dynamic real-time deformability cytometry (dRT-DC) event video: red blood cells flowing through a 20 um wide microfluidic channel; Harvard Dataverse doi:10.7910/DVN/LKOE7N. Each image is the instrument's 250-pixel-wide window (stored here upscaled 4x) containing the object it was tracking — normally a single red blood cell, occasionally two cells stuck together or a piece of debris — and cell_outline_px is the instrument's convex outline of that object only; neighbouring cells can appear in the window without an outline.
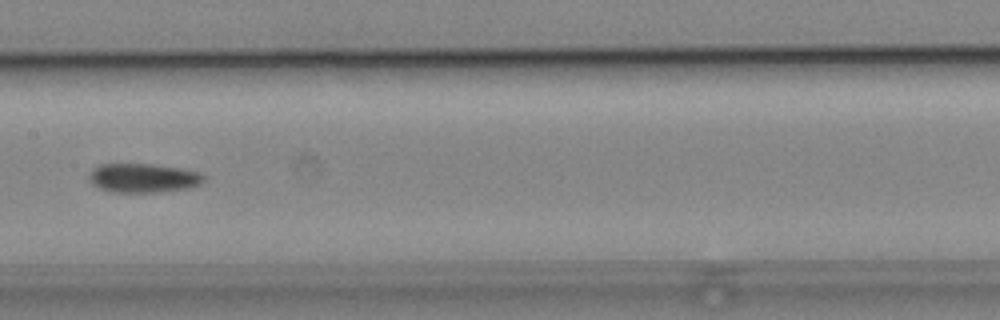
{"species": "common noctule bat (a hibernating species)", "species_latin": "Nyctalus noctula", "temperature_condition": "cold", "stored_images_in_passage": 9, "camera_frame_rate_fps": 3000, "um_per_image_px": 0.085, "animal": {"sex": "male", "body_mass_g": 19.2, "forearm_length_mm": 51.8}, "frame": {"image": 1, "passage_image": 6, "time_ms": 6.0, "image_size_px": [1000, 320], "cell_outline_px": [[204, 180], [200, 184], [188, 188], [156, 192], [112, 192], [100, 188], [92, 184], [88, 180], [88, 172], [92, 168], [100, 164], [152, 164], [180, 168], [200, 172], [204, 176]], "centroid_in_image_um": [12.13, 15.12], "position_along_channel_um": 195.3, "area_um2": 19.54}}
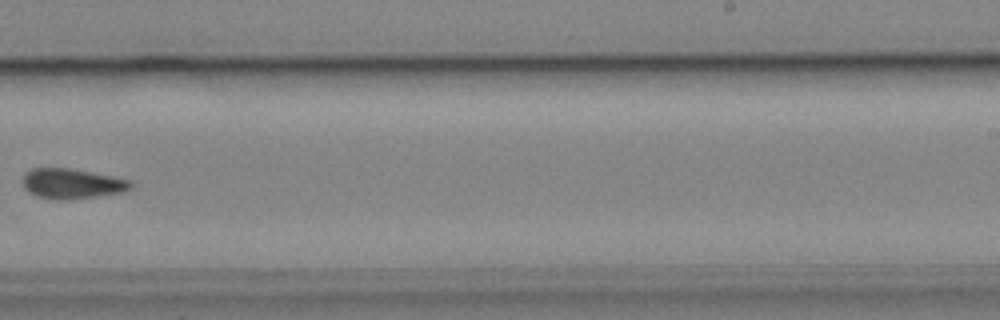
{"frame": {"image": 2, "passage_image": 8, "time_ms": 8.333, "image_size_px": [1000, 320], "cell_outline_px": [[132, 188], [124, 192], [68, 200], [56, 200], [36, 196], [28, 192], [24, 188], [24, 172], [32, 168], [68, 168], [112, 176], [132, 180]], "centroid_in_image_um": [6.12, 15.62], "position_along_channel_um": 282.9, "area_um2": 19.02}}
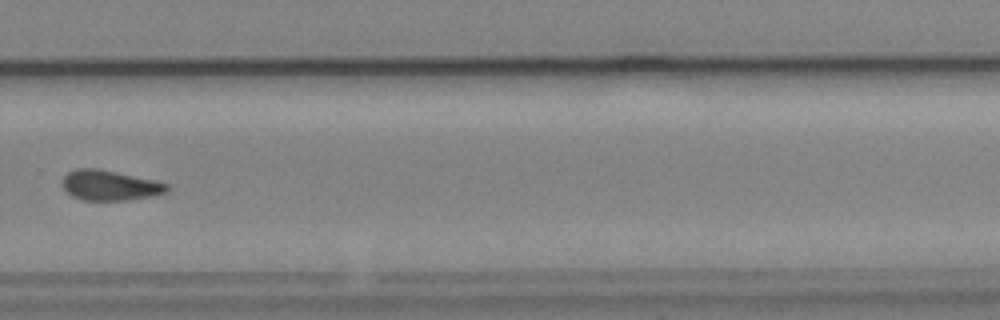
{"frame": {"image": 3, "passage_image": 9, "time_ms": 9.333, "image_size_px": [1000, 320], "cell_outline_px": [[172, 188], [168, 192], [128, 200], [84, 200], [72, 196], [60, 184], [64, 176], [68, 172], [76, 168], [96, 168], [116, 172], [152, 180], [168, 184]], "centroid_in_image_um": [9.31, 15.75], "position_along_channel_um": 320.5, "area_um2": 18.26}}